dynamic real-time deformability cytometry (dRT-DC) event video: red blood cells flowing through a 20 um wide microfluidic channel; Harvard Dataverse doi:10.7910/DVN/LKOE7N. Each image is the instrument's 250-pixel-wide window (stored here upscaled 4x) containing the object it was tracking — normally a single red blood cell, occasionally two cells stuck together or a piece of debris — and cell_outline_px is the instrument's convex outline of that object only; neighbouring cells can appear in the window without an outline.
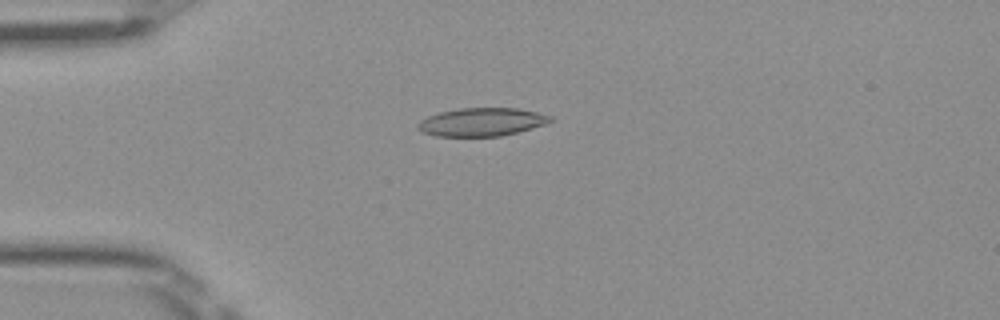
{"species": "Egyptian fruit bat (a non-hibernating species)", "species_latin": "Rousettus aegyptiacus", "temperature_condition": "room temperature", "stored_images_in_passage": 50, "camera_frame_rate_fps": 3000, "um_per_image_px": 0.085, "frame": {"image": 1, "passage_image": 13, "time_ms": 4.0, "image_size_px": [1000, 320], "cell_outline_px": [[552, 120], [544, 124], [516, 132], [500, 136], [436, 136], [420, 132], [416, 128], [416, 124], [420, 120], [428, 116], [440, 112], [460, 108], [516, 108], [536, 112], [552, 116]], "centroid_in_image_um": [40.87, 10.37], "position_along_channel_um": 44.1, "area_um2": 21.68}}
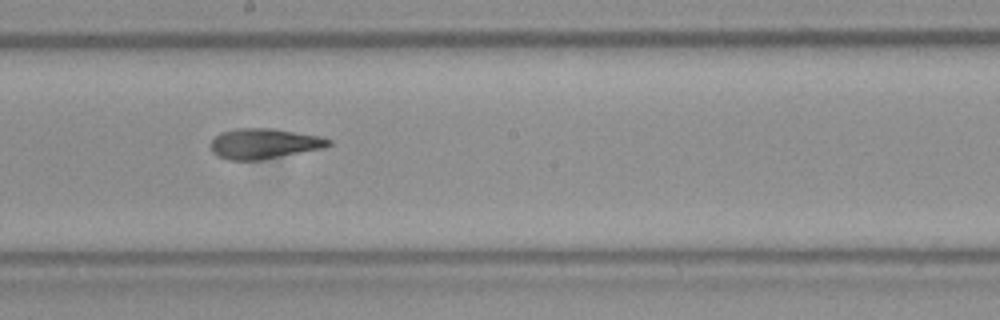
{"frame": {"image": 2, "passage_image": 28, "time_ms": 9.0, "image_size_px": [1000, 320], "cell_outline_px": [[332, 144], [324, 148], [260, 160], [228, 160], [216, 156], [212, 152], [208, 144], [216, 136], [224, 132], [236, 128], [276, 128], [320, 136], [332, 140]], "centroid_in_image_um": [22.44, 12.21], "position_along_channel_um": 225.8, "area_um2": 21.04}}
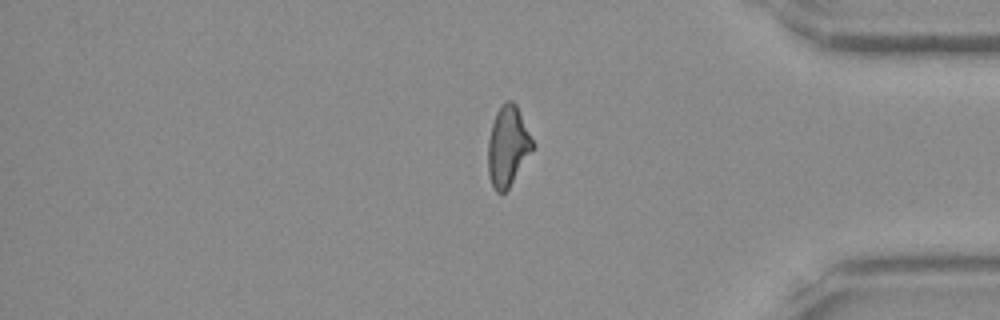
{"frame": {"image": 3, "passage_image": 42, "time_ms": 13.667, "image_size_px": [1000, 320], "cell_outline_px": [[536, 148], [508, 188], [504, 192], [496, 192], [492, 184], [488, 172], [488, 140], [492, 124], [496, 112], [500, 104], [504, 100], [512, 100], [516, 104], [536, 144]], "centroid_in_image_um": [43.2, 12.39], "position_along_channel_um": 392.0, "area_um2": 21.21}, "authors_computed_cell_mechanics": {"area_um2": 21.3282, "velocity_mm_per_s": 4.0525, "shape_relaxation_time_tau1_ms": null, "shape_relaxation_time_tau2_ms": 2.6473, "deformation_change_tau1": null, "deformation_change_tau2": 0.1099}}